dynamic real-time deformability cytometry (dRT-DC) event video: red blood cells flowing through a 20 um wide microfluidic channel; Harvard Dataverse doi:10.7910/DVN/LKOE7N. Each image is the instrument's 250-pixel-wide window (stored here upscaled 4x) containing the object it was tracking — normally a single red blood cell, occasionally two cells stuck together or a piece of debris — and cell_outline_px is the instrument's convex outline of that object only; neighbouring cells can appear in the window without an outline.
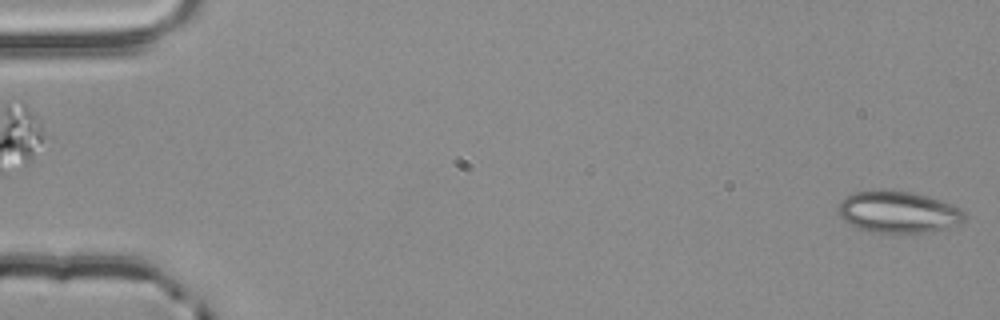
{"species": "common noctule bat (a hibernating species)", "species_latin": "Nyctalus noctula", "temperature_condition": "room temperature", "stored_images_in_passage": 5, "camera_frame_rate_fps": 3000, "um_per_image_px": 0.085, "animal": {"sex": "male", "body_mass_g": 20.4}, "frame": {"image": 1, "passage_image": 1, "time_ms": 0.0, "image_size_px": [1000, 320], "cell_outline_px": [[964, 220], [960, 224], [948, 228], [924, 232], [872, 232], [848, 224], [836, 212], [836, 208], [840, 200], [844, 196], [856, 192], [880, 188], [908, 192], [928, 196], [952, 204], [960, 208], [964, 212]], "centroid_in_image_um": [76.3, 18.0], "position_along_channel_um": 8.7, "area_um2": 30.98}}